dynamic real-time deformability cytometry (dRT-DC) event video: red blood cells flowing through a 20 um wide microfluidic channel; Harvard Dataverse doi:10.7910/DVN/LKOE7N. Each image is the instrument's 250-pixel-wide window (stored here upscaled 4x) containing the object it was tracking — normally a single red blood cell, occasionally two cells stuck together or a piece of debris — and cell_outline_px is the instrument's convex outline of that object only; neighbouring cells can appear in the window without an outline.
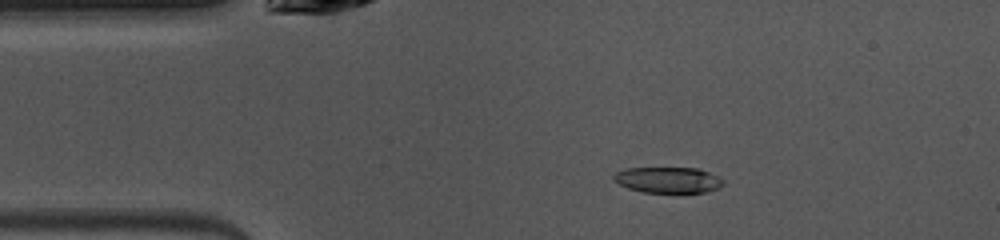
{"species": "common noctule bat (a hibernating species)", "species_latin": "Nyctalus noctula", "temperature_condition": "warm", "stored_images_in_passage": 48, "camera_frame_rate_fps": 3000, "um_per_image_px": 0.085, "animal": {"sex": "female", "body_mass_g": 10.0, "forearm_length_mm": 53.1}, "frame": {"image": 1, "passage_image": 8, "time_ms": 2.333, "image_size_px": [1000, 240], "cell_outline_px": [[724, 184], [720, 188], [704, 192], [644, 192], [628, 188], [612, 180], [612, 176], [616, 172], [624, 168], [696, 168], [708, 172], [724, 180]], "centroid_in_image_um": [56.76, 15.29], "position_along_channel_um": 28.2, "area_um2": 16.47}}
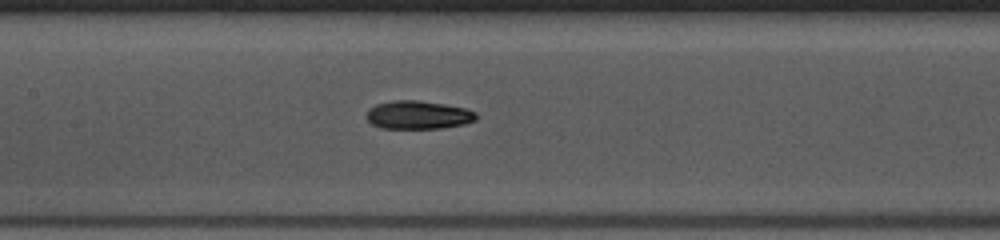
{"frame": {"image": 2, "passage_image": 21, "time_ms": 6.667, "image_size_px": [1000, 240], "cell_outline_px": [[480, 116], [476, 120], [464, 124], [440, 128], [380, 128], [372, 124], [364, 116], [368, 108], [376, 104], [396, 100], [416, 100], [444, 104], [464, 108], [476, 112]], "centroid_in_image_um": [35.53, 9.77], "position_along_channel_um": 171.9, "area_um2": 18.21}}
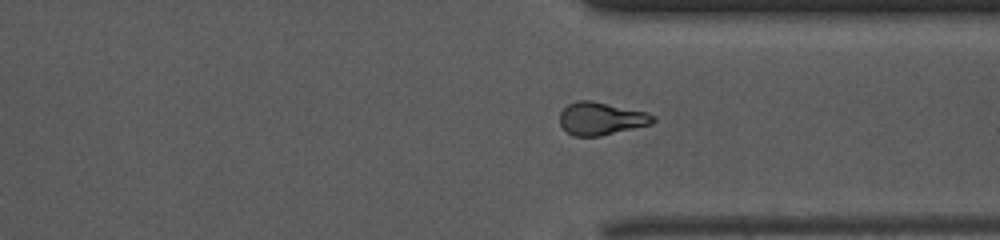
{"frame": {"image": 3, "passage_image": 35, "time_ms": 11.333, "image_size_px": [1000, 240], "cell_outline_px": [[656, 120], [652, 124], [600, 136], [572, 136], [560, 124], [560, 112], [568, 104], [576, 100], [592, 100], [648, 112], [656, 116]], "centroid_in_image_um": [51.12, 10.07], "position_along_channel_um": 360.3, "area_um2": 17.98}, "authors_computed_cell_mechanics": {"area_um2": 18.0047, "velocity_mm_per_s": 4.0457, "shape_relaxation_time_tau1_ms": 3.4637, "shape_relaxation_time_tau2_ms": 5.2468, "deformation_change_tau1": 0.1407, "deformation_change_tau2": 0.1389}}